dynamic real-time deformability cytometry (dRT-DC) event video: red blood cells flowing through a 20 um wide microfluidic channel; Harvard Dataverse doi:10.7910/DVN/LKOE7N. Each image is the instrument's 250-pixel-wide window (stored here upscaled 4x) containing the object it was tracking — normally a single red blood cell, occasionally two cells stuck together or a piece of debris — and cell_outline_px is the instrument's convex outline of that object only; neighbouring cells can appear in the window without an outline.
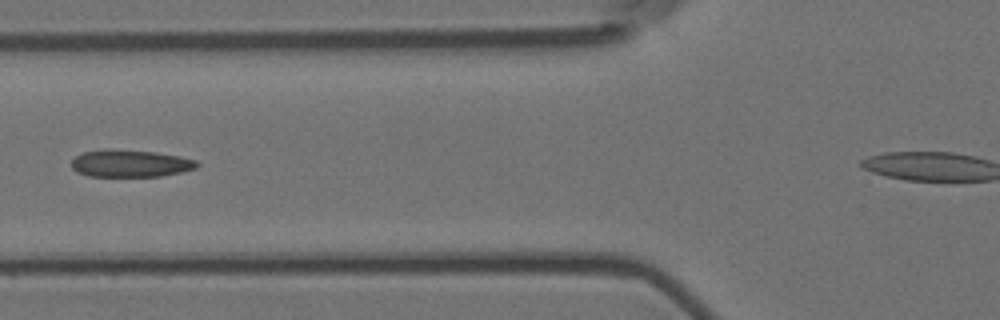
{"species": "Egyptian fruit bat (a non-hibernating species)", "species_latin": "Rousettus aegyptiacus", "temperature_condition": "room temperature", "stored_images_in_passage": 4, "camera_frame_rate_fps": 3000, "um_per_image_px": 0.085, "animal": {"sex": "female"}, "frame": {"image": 1, "passage_image": 2, "time_ms": 0.333, "image_size_px": [1000, 320], "cell_outline_px": [[200, 164], [196, 168], [180, 172], [160, 176], [88, 176], [76, 172], [72, 168], [72, 160], [76, 156], [84, 152], [108, 148], [156, 152], [180, 156], [196, 160]], "centroid_in_image_um": [11.07, 13.88], "position_along_channel_um": 114.7, "area_um2": 20.0}}
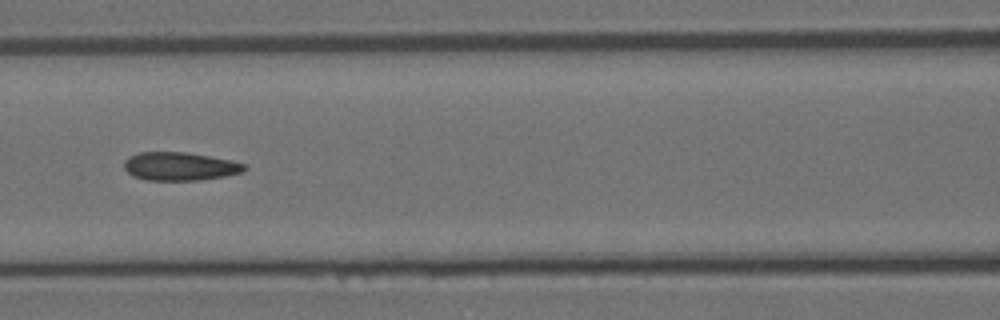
{"frame": {"image": 2, "passage_image": 3, "time_ms": 0.667, "image_size_px": [1000, 320], "cell_outline_px": [[248, 168], [244, 172], [224, 176], [200, 180], [144, 180], [132, 176], [124, 168], [124, 160], [128, 156], [140, 152], [184, 152], [232, 160], [244, 164]], "centroid_in_image_um": [15.27, 14.14], "position_along_channel_um": 151.3, "area_um2": 19.94}}
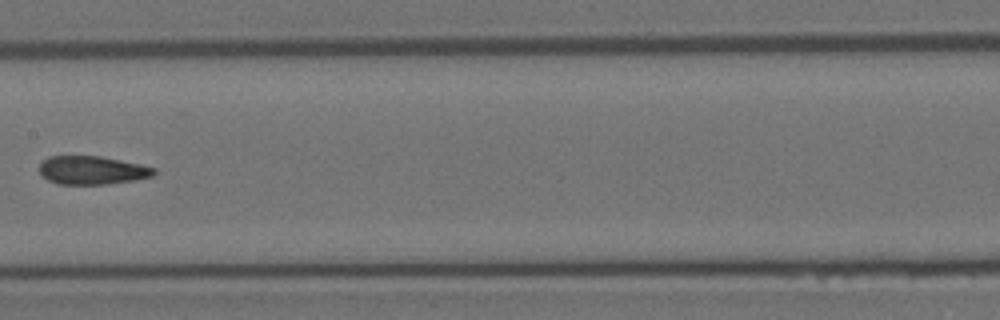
{"frame": {"image": 3, "passage_image": 4, "time_ms": 1.0, "image_size_px": [1000, 320], "cell_outline_px": [[156, 172], [152, 176], [132, 180], [108, 184], [56, 184], [48, 180], [40, 172], [40, 164], [48, 156], [100, 156], [140, 164], [156, 168]], "centroid_in_image_um": [7.82, 14.47], "position_along_channel_um": 199.6, "area_um2": 18.84}}